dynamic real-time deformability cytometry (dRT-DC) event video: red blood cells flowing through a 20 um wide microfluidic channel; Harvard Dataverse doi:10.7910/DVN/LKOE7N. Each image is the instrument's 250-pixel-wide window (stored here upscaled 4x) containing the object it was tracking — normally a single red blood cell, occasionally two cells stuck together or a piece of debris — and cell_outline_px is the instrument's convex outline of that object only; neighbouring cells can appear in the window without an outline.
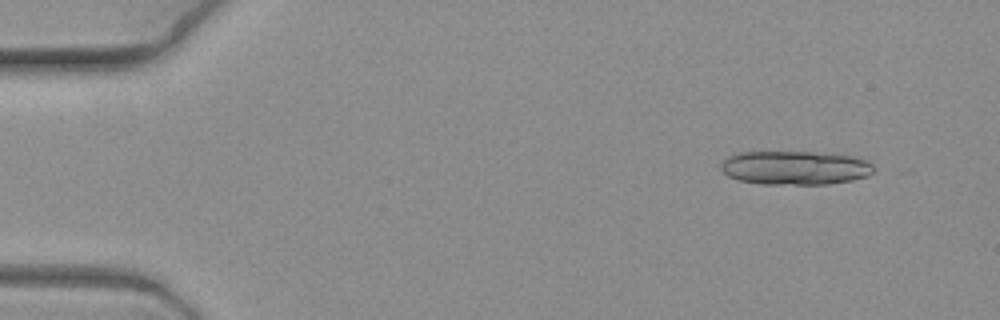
{"species": "common noctule bat (a hibernating species)", "species_latin": "Nyctalus noctula", "temperature_condition": "warm", "stored_images_in_passage": 6, "camera_frame_rate_fps": 3000, "um_per_image_px": 0.085, "animal": {"sex": "female", "body_mass_g": 19.3, "forearm_length_mm": 54.1}, "frame": {"image": 1, "passage_image": 2, "time_ms": 0.333, "image_size_px": [1000, 320], "cell_outline_px": [[876, 168], [868, 176], [852, 180], [828, 184], [764, 184], [740, 180], [728, 176], [720, 168], [720, 164], [728, 156], [740, 152], [812, 152], [852, 156], [868, 160]], "centroid_in_image_um": [67.6, 14.26], "position_along_channel_um": 17.4, "area_um2": 30.17}}